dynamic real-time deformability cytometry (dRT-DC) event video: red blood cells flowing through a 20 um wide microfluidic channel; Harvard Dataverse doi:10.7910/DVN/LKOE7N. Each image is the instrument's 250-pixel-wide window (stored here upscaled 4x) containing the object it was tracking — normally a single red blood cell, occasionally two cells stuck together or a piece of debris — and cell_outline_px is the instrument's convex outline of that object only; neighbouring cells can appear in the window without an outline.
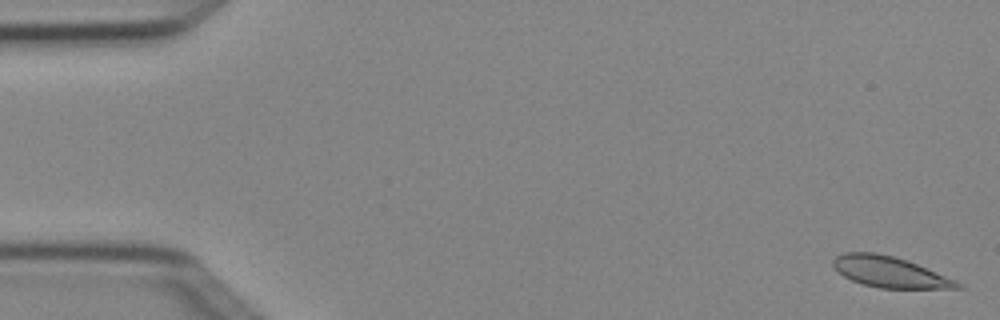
{"species": "Egyptian fruit bat (a non-hibernating species)", "species_latin": "Rousettus aegyptiacus", "temperature_condition": "cold", "stored_images_in_passage": 6, "camera_frame_rate_fps": 3000, "um_per_image_px": 0.085, "animal": {"sex": "female"}, "frame": {"image": 1, "passage_image": 1, "time_ms": 0.0, "image_size_px": [1000, 320], "cell_outline_px": [[964, 288], [880, 288], [864, 284], [852, 280], [844, 276], [832, 264], [832, 260], [836, 256], [844, 252], [876, 252], [908, 260], [956, 280], [964, 284]], "centroid_in_image_um": [75.65, 23.11], "position_along_channel_um": 9.3, "area_um2": 22.25}}
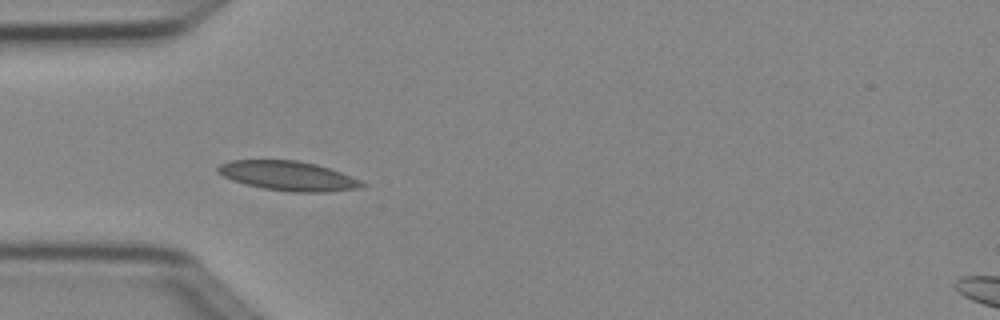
{"frame": {"image": 2, "passage_image": 5, "time_ms": 1.333, "image_size_px": [1000, 320], "cell_outline_px": [[368, 184], [360, 188], [324, 192], [292, 192], [264, 188], [244, 184], [232, 180], [216, 172], [216, 168], [220, 164], [228, 160], [296, 160], [316, 164], [340, 172], [360, 180]], "centroid_in_image_um": [24.47, 14.94], "position_along_channel_um": 60.5, "area_um2": 24.74}}
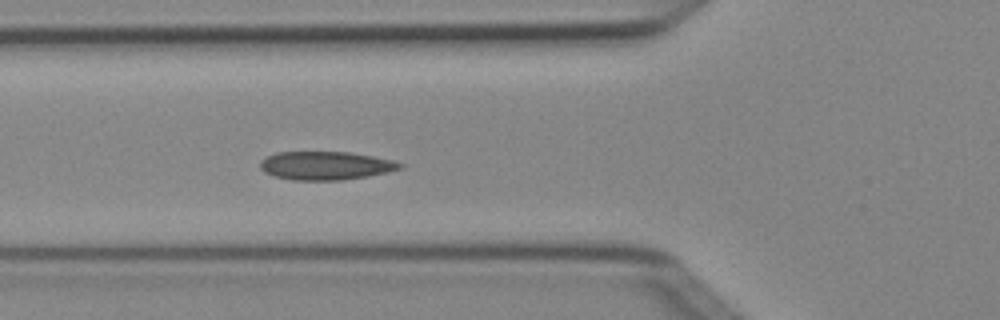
{"frame": {"image": 3, "passage_image": 6, "time_ms": 1.667, "image_size_px": [1000, 320], "cell_outline_px": [[404, 168], [388, 172], [368, 176], [340, 180], [292, 180], [276, 176], [264, 172], [260, 168], [260, 160], [276, 152], [348, 152], [372, 156], [392, 160], [404, 164]], "centroid_in_image_um": [27.69, 14.08], "position_along_channel_um": 98.1, "area_um2": 23.12}}